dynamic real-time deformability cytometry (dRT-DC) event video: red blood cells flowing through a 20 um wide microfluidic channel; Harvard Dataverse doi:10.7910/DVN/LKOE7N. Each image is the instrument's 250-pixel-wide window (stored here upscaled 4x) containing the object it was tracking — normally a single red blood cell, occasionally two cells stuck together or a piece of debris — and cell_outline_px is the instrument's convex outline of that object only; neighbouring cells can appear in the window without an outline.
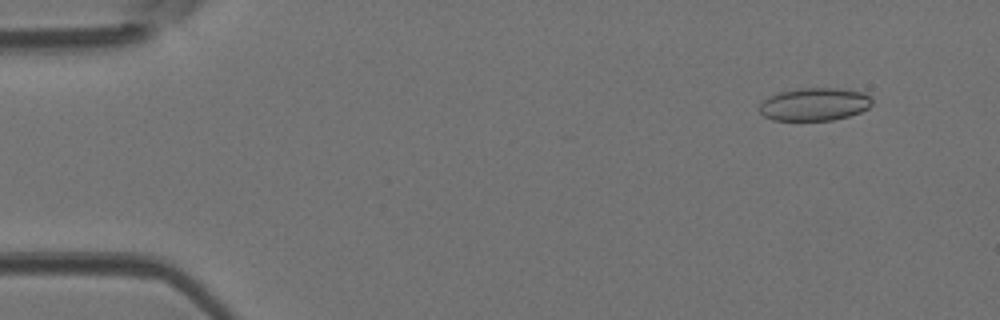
{"species": "Egyptian fruit bat (a non-hibernating species)", "species_latin": "Rousettus aegyptiacus", "temperature_condition": "room temperature", "stored_images_in_passage": 36, "camera_frame_rate_fps": 3000, "um_per_image_px": 0.085, "animal": {"sex": "female"}, "frame": {"image": 1, "passage_image": 4, "time_ms": 1.0, "image_size_px": [1000, 320], "cell_outline_px": [[872, 104], [868, 108], [860, 112], [848, 116], [832, 120], [772, 120], [764, 116], [760, 112], [760, 104], [764, 100], [780, 92], [800, 88], [840, 88], [864, 92], [872, 100]], "centroid_in_image_um": [69.25, 8.86], "position_along_channel_um": 15.7, "area_um2": 21.44}}
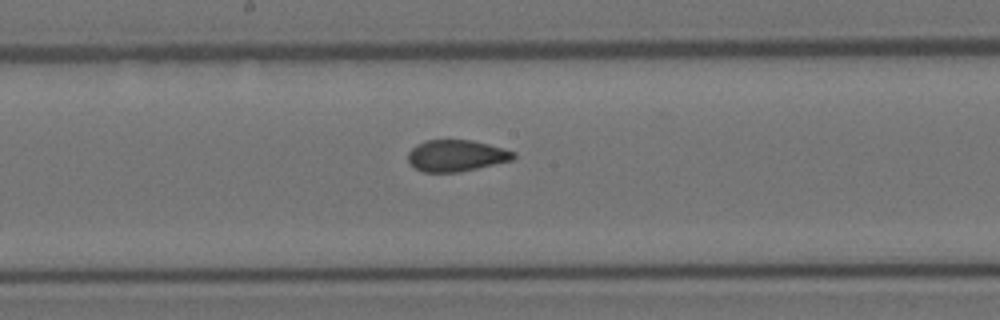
{"frame": {"image": 2, "passage_image": 24, "time_ms": 7.667, "image_size_px": [1000, 320], "cell_outline_px": [[516, 156], [512, 160], [460, 172], [424, 172], [416, 168], [408, 160], [408, 152], [416, 144], [424, 140], [472, 140], [504, 148], [516, 152]], "centroid_in_image_um": [38.79, 13.22], "position_along_channel_um": 209.4, "area_um2": 19.36}}
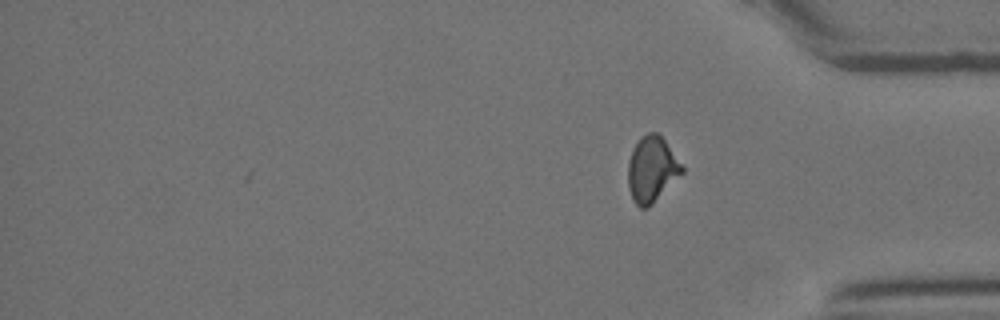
{"frame": {"image": 3, "passage_image": 36, "time_ms": 11.667, "image_size_px": [1000, 320], "cell_outline_px": [[684, 172], [648, 208], [640, 208], [632, 200], [628, 188], [628, 164], [632, 148], [640, 136], [648, 132], [656, 132], [664, 140], [684, 168]], "centroid_in_image_um": [55.38, 14.4], "position_along_channel_um": 379.8, "area_um2": 20.63}}